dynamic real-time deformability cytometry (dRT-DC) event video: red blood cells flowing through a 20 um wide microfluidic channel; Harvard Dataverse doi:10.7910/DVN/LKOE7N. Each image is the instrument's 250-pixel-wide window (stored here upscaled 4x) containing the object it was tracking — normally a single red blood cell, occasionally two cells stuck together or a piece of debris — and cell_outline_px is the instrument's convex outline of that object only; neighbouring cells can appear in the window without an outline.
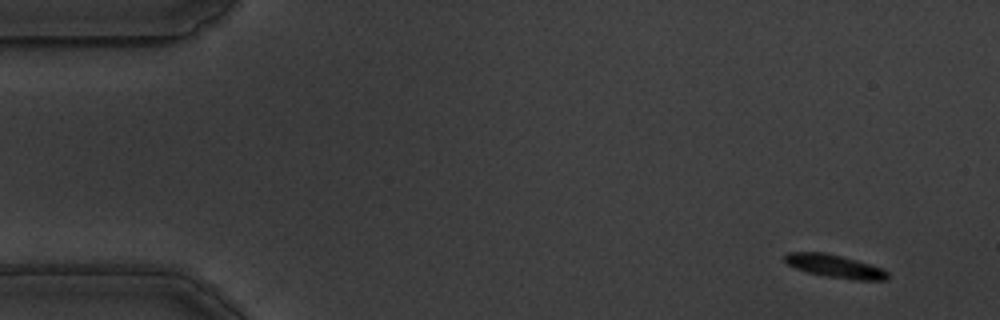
{"species": "common noctule bat (a hibernating species)", "species_latin": "Nyctalus noctula", "temperature_condition": "warm", "stored_images_in_passage": 60, "segment_of_instrument_passage": [1, 2], "camera_frame_rate_fps": 3000, "um_per_image_px": 0.085, "animal": {"sex": "male", "body_mass_g": 19.5, "forearm_length_mm": 54.6}, "frame": {"image": 1, "passage_image": 4, "time_ms": 1.0, "image_size_px": [1000, 320], "cell_outline_px": [[888, 276], [884, 280], [856, 280], [828, 276], [808, 272], [796, 268], [788, 264], [784, 260], [784, 256], [788, 252], [824, 252], [856, 260], [880, 268], [888, 272]], "centroid_in_image_um": [70.93, 22.62], "position_along_channel_um": 14.1, "area_um2": 13.41}}
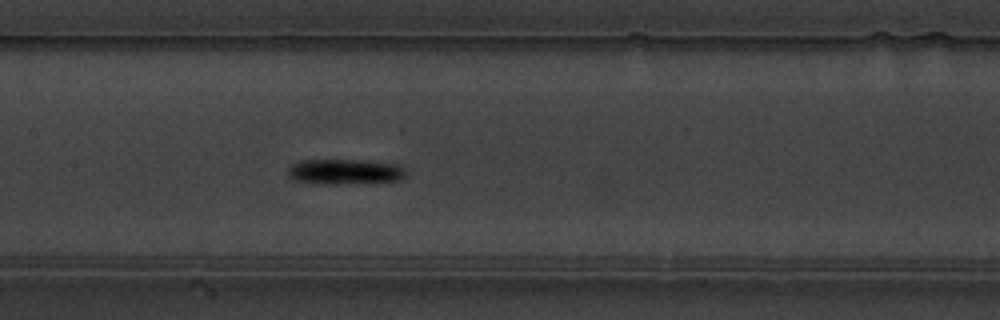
{"frame": {"image": 2, "passage_image": 28, "time_ms": 9.0, "image_size_px": [1000, 320], "cell_outline_px": [[408, 172], [400, 180], [336, 184], [328, 184], [292, 180], [288, 176], [288, 168], [292, 164], [300, 160], [364, 160], [400, 164]], "centroid_in_image_um": [29.33, 14.58], "position_along_channel_um": 178.1, "area_um2": 17.46}}
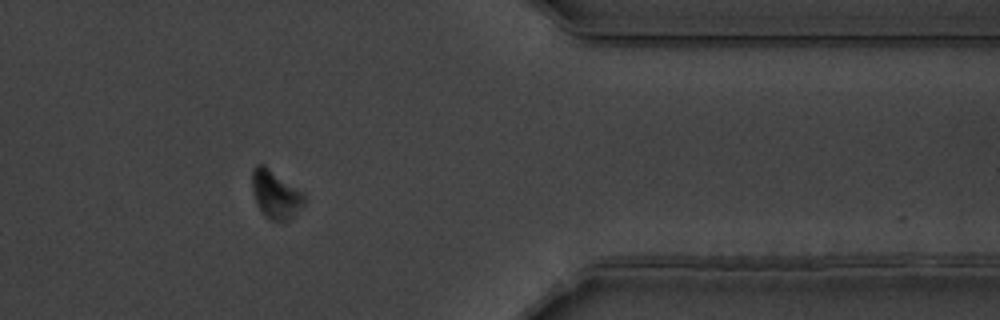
{"frame": {"image": 3, "passage_image": 48, "time_ms": 15.667, "image_size_px": [1000, 320], "cell_outline_px": [[304, 204], [288, 220], [272, 220], [264, 216], [256, 204], [252, 188], [252, 168], [256, 164], [264, 164], [300, 192], [304, 196]], "centroid_in_image_um": [23.35, 16.52], "position_along_channel_um": 388.0, "area_um2": 14.16}}